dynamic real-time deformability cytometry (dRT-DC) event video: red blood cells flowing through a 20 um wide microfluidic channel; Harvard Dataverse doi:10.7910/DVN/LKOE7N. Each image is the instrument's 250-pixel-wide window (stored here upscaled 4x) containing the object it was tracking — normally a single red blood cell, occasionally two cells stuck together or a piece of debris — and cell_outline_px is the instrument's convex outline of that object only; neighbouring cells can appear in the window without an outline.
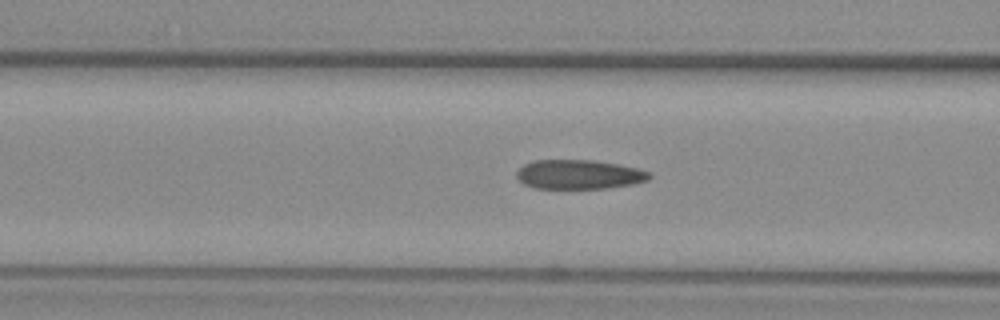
{"species": "common noctule bat (a hibernating species)", "species_latin": "Nyctalus noctula", "temperature_condition": "warm", "stored_images_in_passage": 42, "camera_frame_rate_fps": 3000, "um_per_image_px": 0.085, "animal": {"sex": "female", "body_mass_g": 29.2, "forearm_length_mm": 56.3}, "frame": {"image": 1, "passage_image": 16, "time_ms": 5.0, "image_size_px": [1000, 320], "cell_outline_px": [[652, 176], [648, 180], [632, 184], [608, 188], [536, 188], [524, 184], [516, 176], [516, 172], [524, 164], [532, 160], [592, 160], [616, 164], [636, 168], [652, 172]], "centroid_in_image_um": [49.22, 14.82], "position_along_channel_um": 117.4, "area_um2": 22.6}}
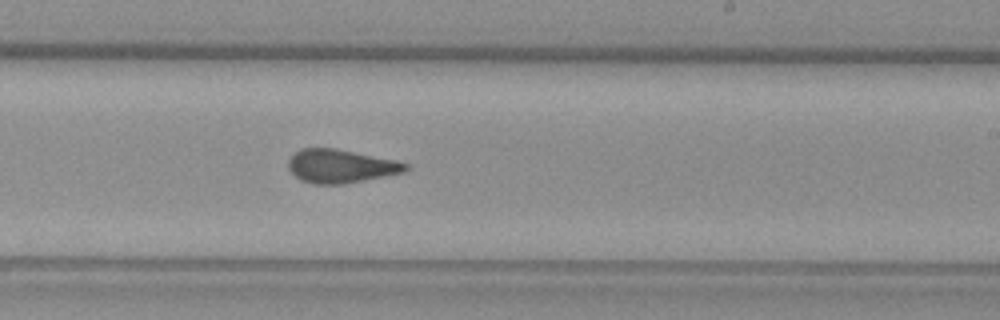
{"frame": {"image": 2, "passage_image": 27, "time_ms": 8.667, "image_size_px": [1000, 320], "cell_outline_px": [[408, 168], [404, 172], [344, 184], [312, 184], [300, 180], [288, 168], [288, 160], [300, 148], [336, 148], [396, 160], [408, 164]], "centroid_in_image_um": [28.94, 14.12], "position_along_channel_um": 260.1, "area_um2": 22.83}}
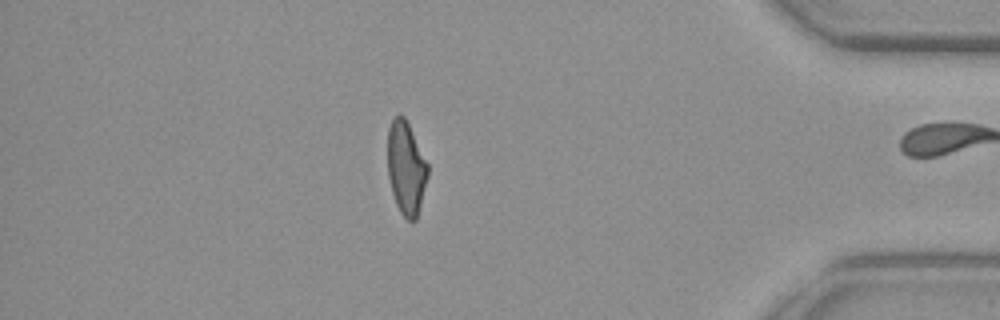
{"frame": {"image": 3, "passage_image": 41, "time_ms": 13.333, "image_size_px": [1000, 320], "cell_outline_px": [[428, 176], [416, 220], [408, 220], [400, 212], [396, 204], [392, 192], [388, 176], [388, 128], [392, 116], [400, 112], [404, 116], [428, 164]], "centroid_in_image_um": [34.5, 14.24], "position_along_channel_um": 400.7, "area_um2": 21.73}, "authors_computed_cell_mechanics": {"area_um2": 23.4668, "velocity_mm_per_s": 3.8947, "shape_relaxation_time_tau1_ms": null, "shape_relaxation_time_tau2_ms": 1.2882, "deformation_change_tau1": null, "deformation_change_tau2": 0.0925}}